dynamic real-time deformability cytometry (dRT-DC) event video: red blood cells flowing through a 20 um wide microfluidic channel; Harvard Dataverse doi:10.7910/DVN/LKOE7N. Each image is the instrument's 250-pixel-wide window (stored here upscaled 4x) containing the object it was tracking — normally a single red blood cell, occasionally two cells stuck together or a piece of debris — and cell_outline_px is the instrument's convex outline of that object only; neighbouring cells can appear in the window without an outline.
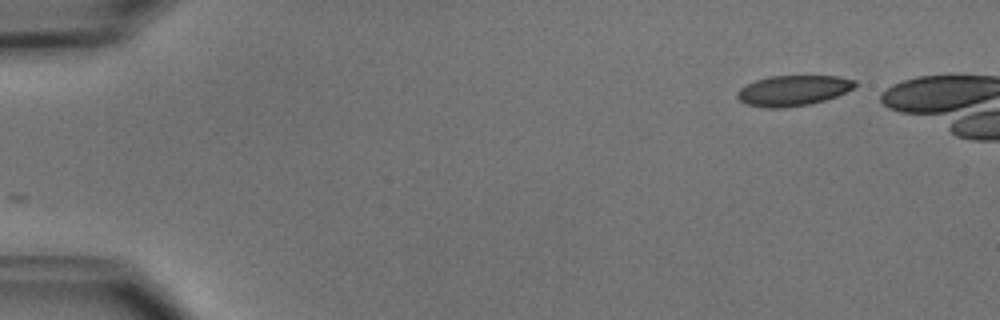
{"species": "common noctule bat (a hibernating species)", "species_latin": "Nyctalus noctula", "temperature_condition": "cold", "stored_images_in_passage": 39, "camera_frame_rate_fps": 3000, "um_per_image_px": 0.085, "animal": {"sex": "male", "body_mass_g": 15.6}, "frame": {"image": 1, "passage_image": 1, "time_ms": 0.0, "image_size_px": [1000, 320], "cell_outline_px": [[856, 84], [852, 88], [836, 96], [824, 100], [808, 104], [784, 108], [764, 108], [744, 104], [736, 96], [736, 92], [740, 88], [756, 80], [768, 76], [836, 76], [856, 80]], "centroid_in_image_um": [67.36, 7.7], "position_along_channel_um": 17.6, "area_um2": 20.81}}
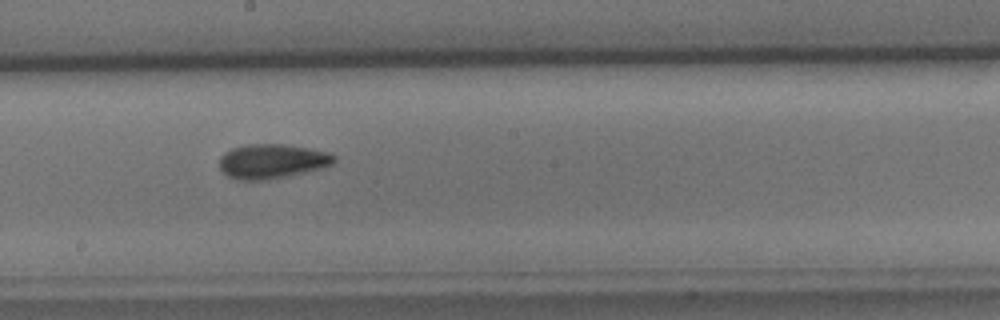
{"frame": {"image": 2, "passage_image": 25, "time_ms": 8.0, "image_size_px": [1000, 320], "cell_outline_px": [[336, 160], [332, 164], [324, 168], [264, 180], [236, 180], [228, 176], [220, 168], [220, 156], [224, 152], [232, 148], [248, 144], [280, 144], [308, 148], [328, 152], [336, 156]], "centroid_in_image_um": [23.12, 13.7], "position_along_channel_um": 225.1, "area_um2": 22.95}}
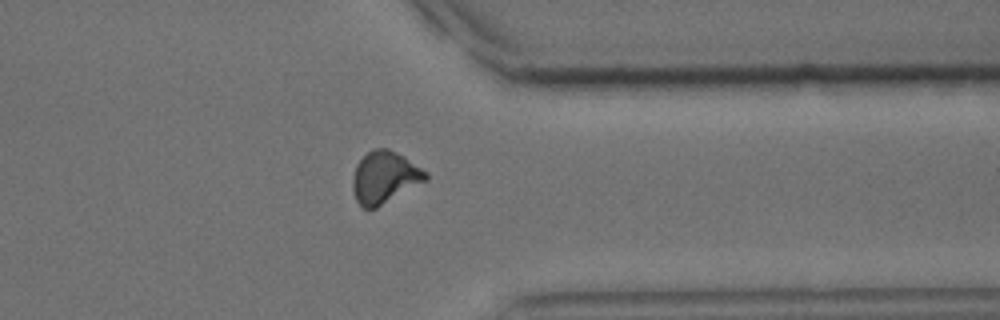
{"frame": {"image": 3, "passage_image": 37, "time_ms": 12.0, "image_size_px": [1000, 320], "cell_outline_px": [[428, 180], [376, 208], [360, 208], [356, 200], [352, 188], [352, 176], [356, 164], [372, 148], [388, 148], [404, 156], [428, 172]], "centroid_in_image_um": [32.68, 15.08], "position_along_channel_um": 378.7, "area_um2": 22.37}}